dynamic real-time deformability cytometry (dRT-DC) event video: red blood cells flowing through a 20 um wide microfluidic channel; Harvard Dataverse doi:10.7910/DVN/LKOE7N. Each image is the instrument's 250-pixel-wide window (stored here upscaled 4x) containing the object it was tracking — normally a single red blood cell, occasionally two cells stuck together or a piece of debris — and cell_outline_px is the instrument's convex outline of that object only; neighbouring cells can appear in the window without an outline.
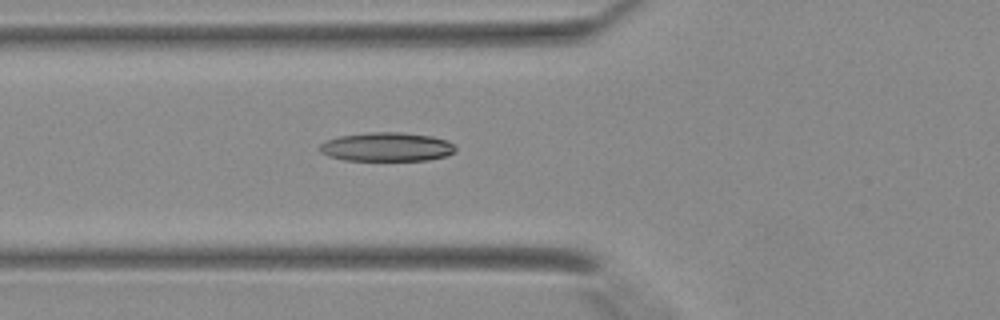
{"species": "Egyptian fruit bat (a non-hibernating species)", "species_latin": "Rousettus aegyptiacus", "temperature_condition": "warm", "stored_images_in_passage": 23, "camera_frame_rate_fps": 3000, "um_per_image_px": 0.085, "animal": {"sex": "female"}, "frame": {"image": 1, "passage_image": 3, "time_ms": 0.667, "image_size_px": [1000, 320], "cell_outline_px": [[456, 152], [444, 156], [428, 160], [344, 160], [328, 156], [320, 152], [320, 144], [328, 140], [340, 136], [372, 132], [400, 132], [432, 136], [448, 140], [456, 148]], "centroid_in_image_um": [32.89, 12.49], "position_along_channel_um": 92.9, "area_um2": 22.77}}
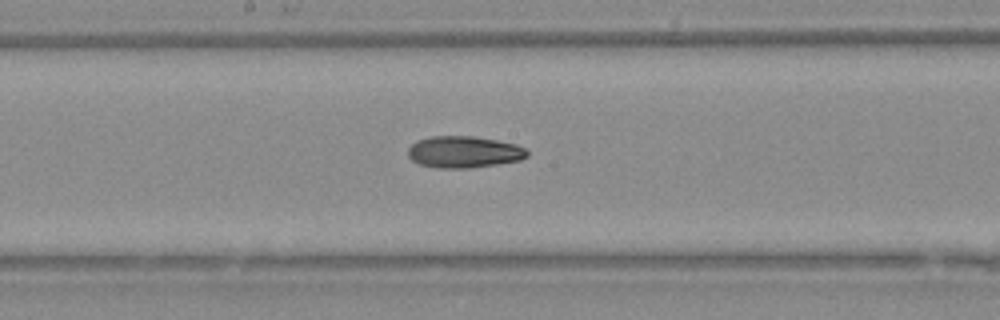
{"frame": {"image": 2, "passage_image": 10, "time_ms": 3.0, "image_size_px": [1000, 320], "cell_outline_px": [[528, 156], [520, 160], [496, 164], [468, 168], [436, 168], [420, 164], [412, 160], [408, 156], [408, 148], [416, 140], [432, 136], [472, 136], [496, 140], [516, 144], [524, 148], [528, 152]], "centroid_in_image_um": [39.41, 12.91], "position_along_channel_um": 208.8, "area_um2": 21.96}}
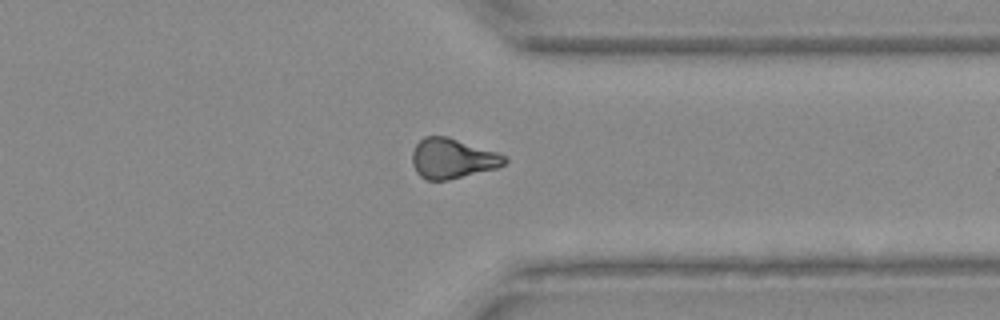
{"frame": {"image": 3, "passage_image": 20, "time_ms": 6.333, "image_size_px": [1000, 320], "cell_outline_px": [[508, 160], [504, 164], [496, 168], [448, 180], [428, 180], [420, 176], [416, 172], [412, 164], [412, 152], [416, 144], [424, 136], [448, 136], [496, 152], [504, 156]], "centroid_in_image_um": [38.42, 13.47], "position_along_channel_um": 373.0, "area_um2": 21.44}}